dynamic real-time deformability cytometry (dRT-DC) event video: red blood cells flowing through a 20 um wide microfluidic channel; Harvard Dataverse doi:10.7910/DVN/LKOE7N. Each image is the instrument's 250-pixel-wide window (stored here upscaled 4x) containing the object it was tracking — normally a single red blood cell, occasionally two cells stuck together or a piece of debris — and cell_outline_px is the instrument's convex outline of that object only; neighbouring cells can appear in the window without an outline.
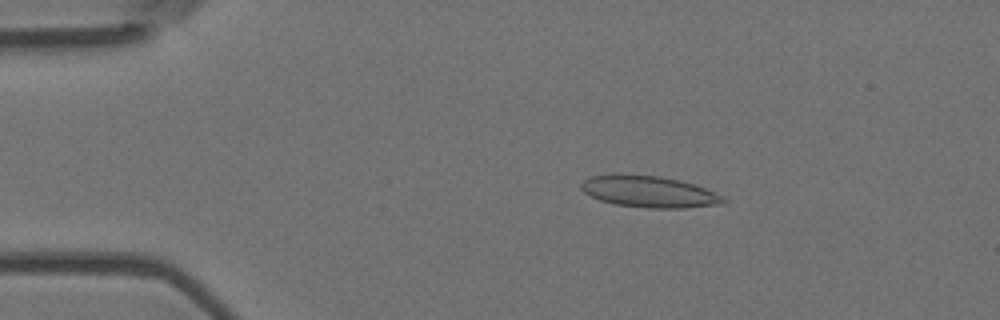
{"species": "Egyptian fruit bat (a non-hibernating species)", "species_latin": "Rousettus aegyptiacus", "temperature_condition": "room temperature", "stored_images_in_passage": 7, "camera_frame_rate_fps": 3000, "um_per_image_px": 0.085, "animal": {"sex": "female"}, "frame": {"image": 1, "passage_image": 3, "time_ms": 0.667, "image_size_px": [1000, 320], "cell_outline_px": [[728, 200], [724, 204], [684, 208], [648, 208], [616, 204], [600, 200], [584, 192], [580, 188], [580, 184], [584, 180], [592, 176], [660, 176], [680, 180], [704, 188], [724, 196]], "centroid_in_image_um": [55.25, 16.33], "position_along_channel_um": 29.8, "area_um2": 25.49}}
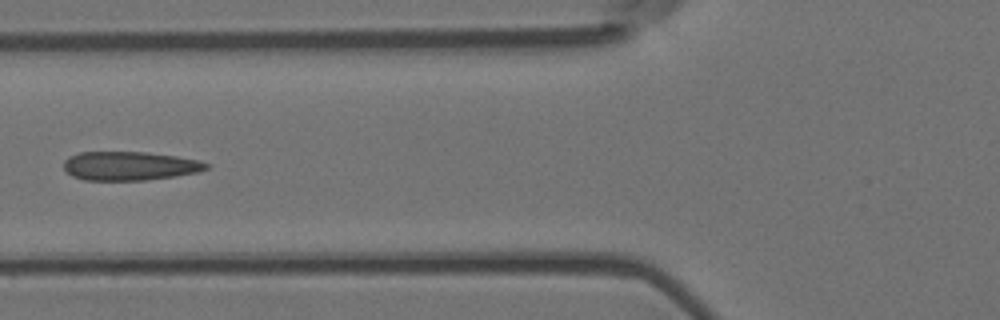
{"frame": {"image": 2, "passage_image": 6, "time_ms": 1.667, "image_size_px": [1000, 320], "cell_outline_px": [[212, 164], [208, 168], [200, 172], [176, 176], [144, 180], [84, 180], [72, 176], [64, 168], [64, 160], [68, 156], [80, 152], [144, 152], [176, 156], [196, 160]], "centroid_in_image_um": [11.03, 14.1], "position_along_channel_um": 114.8, "area_um2": 23.99}}
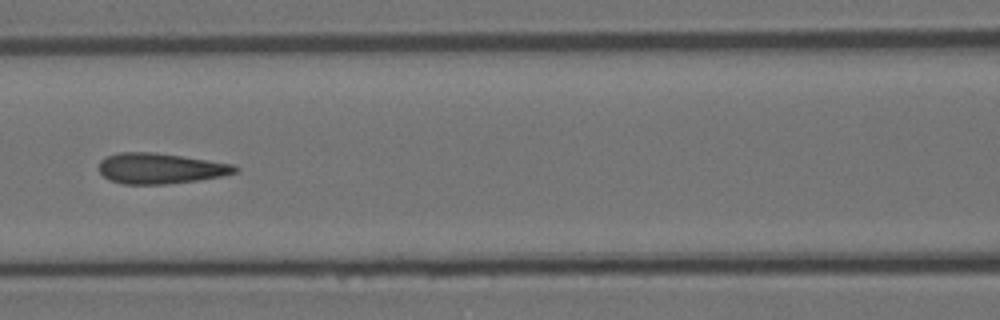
{"frame": {"image": 3, "passage_image": 7, "time_ms": 2.0, "image_size_px": [1000, 320], "cell_outline_px": [[240, 168], [236, 172], [220, 176], [196, 180], [164, 184], [124, 184], [108, 180], [96, 168], [100, 160], [104, 156], [116, 152], [152, 152], [180, 156], [232, 164]], "centroid_in_image_um": [13.52, 14.31], "position_along_channel_um": 153.1, "area_um2": 24.22}}